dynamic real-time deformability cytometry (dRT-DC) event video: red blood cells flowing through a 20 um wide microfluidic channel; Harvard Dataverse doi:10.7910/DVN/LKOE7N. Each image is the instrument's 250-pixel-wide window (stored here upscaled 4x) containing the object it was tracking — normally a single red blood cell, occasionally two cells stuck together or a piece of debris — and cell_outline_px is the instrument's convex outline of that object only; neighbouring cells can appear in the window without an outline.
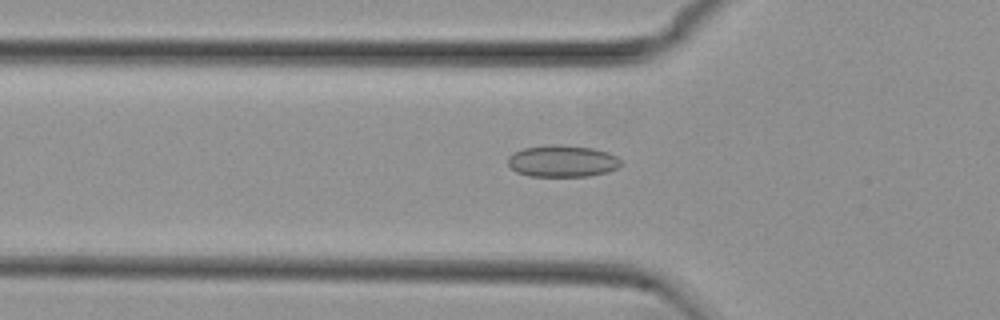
{"species": "common noctule bat (a hibernating species)", "species_latin": "Nyctalus noctula", "temperature_condition": "cold", "stored_images_in_passage": 38, "camera_frame_rate_fps": 3000, "um_per_image_px": 0.085, "animal": {"sex": "female", "body_mass_g": 29.2, "forearm_length_mm": 56.3}, "frame": {"image": 1, "passage_image": 2, "time_ms": 0.333, "image_size_px": [1000, 320], "cell_outline_px": [[624, 164], [608, 172], [588, 176], [528, 176], [516, 172], [508, 164], [508, 156], [524, 148], [552, 144], [560, 144], [592, 148], [608, 152], [616, 156]], "centroid_in_image_um": [47.82, 13.69], "position_along_channel_um": 78.0, "area_um2": 20.98}}
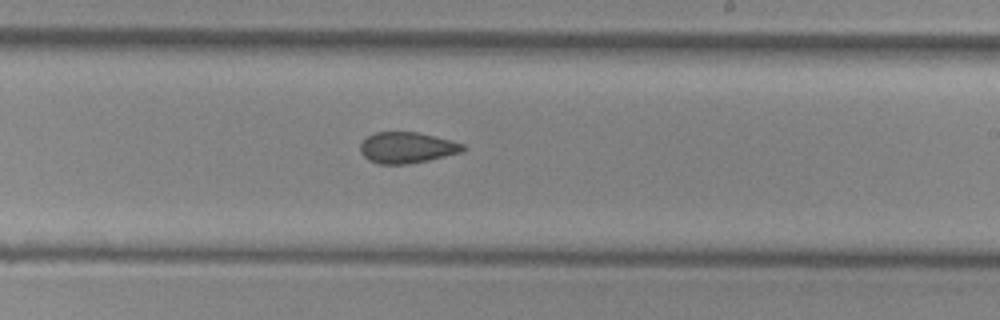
{"frame": {"image": 2, "passage_image": 16, "time_ms": 5.0, "image_size_px": [1000, 320], "cell_outline_px": [[468, 148], [460, 152], [428, 160], [408, 164], [380, 164], [368, 160], [360, 152], [360, 144], [372, 132], [416, 132], [464, 144]], "centroid_in_image_um": [34.55, 12.55], "position_along_channel_um": 254.4, "area_um2": 18.38}}
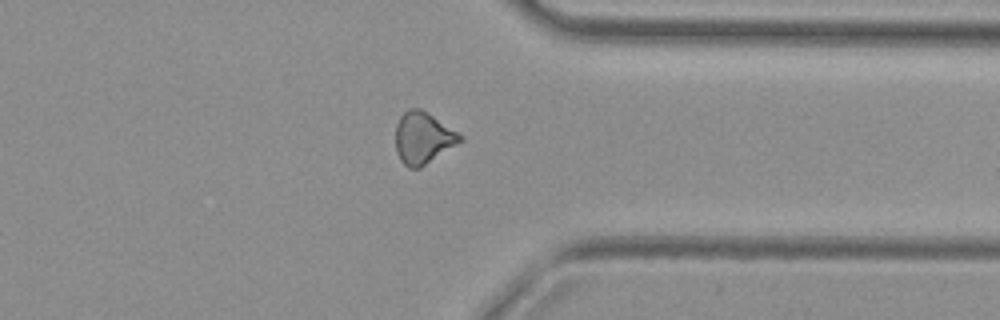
{"frame": {"image": 3, "passage_image": 26, "time_ms": 8.333, "image_size_px": [1000, 320], "cell_outline_px": [[464, 140], [420, 168], [408, 168], [400, 160], [396, 152], [396, 124], [400, 116], [408, 108], [420, 108], [428, 112], [464, 136]], "centroid_in_image_um": [35.96, 11.72], "position_along_channel_um": 375.4, "area_um2": 19.59}, "authors_computed_cell_mechanics": {"area_um2": 19.1896, "velocity_mm_per_s": 3.7684, "shape_relaxation_time_tau1_ms": null, "shape_relaxation_time_tau2_ms": 2.4777, "deformation_change_tau1": null, "deformation_change_tau2": 0.0826}}